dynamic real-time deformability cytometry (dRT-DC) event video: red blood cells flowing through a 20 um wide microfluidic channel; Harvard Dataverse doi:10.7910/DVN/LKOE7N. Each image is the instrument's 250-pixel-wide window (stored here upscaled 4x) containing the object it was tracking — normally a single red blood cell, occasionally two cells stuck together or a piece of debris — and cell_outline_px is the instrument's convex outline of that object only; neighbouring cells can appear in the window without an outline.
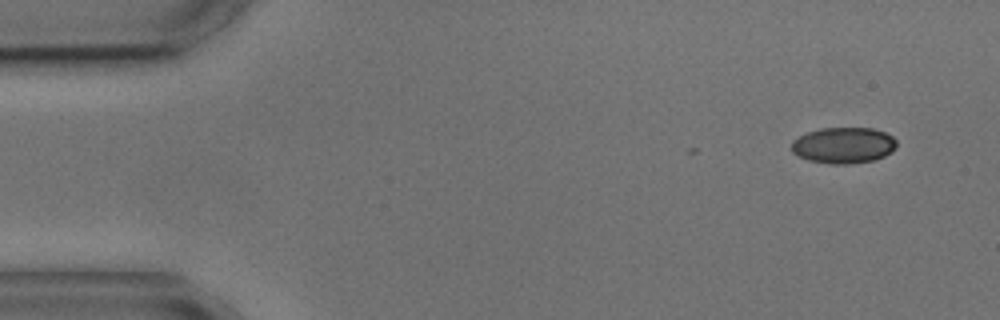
{"species": "common noctule bat (a hibernating species)", "species_latin": "Nyctalus noctula", "temperature_condition": "cold", "stored_images_in_passage": 4, "camera_frame_rate_fps": 3000, "um_per_image_px": 0.085, "animal": {"sex": "male", "body_mass_g": 17.9, "forearm_length_mm": 54.2}, "frame": {"image": 1, "passage_image": 1, "time_ms": 0.0, "image_size_px": [1000, 320], "cell_outline_px": [[896, 148], [892, 152], [884, 156], [872, 160], [848, 164], [832, 164], [808, 160], [792, 152], [792, 140], [808, 132], [820, 128], [872, 128], [884, 132], [892, 136], [896, 140]], "centroid_in_image_um": [71.71, 12.35], "position_along_channel_um": 13.3, "area_um2": 22.02}}
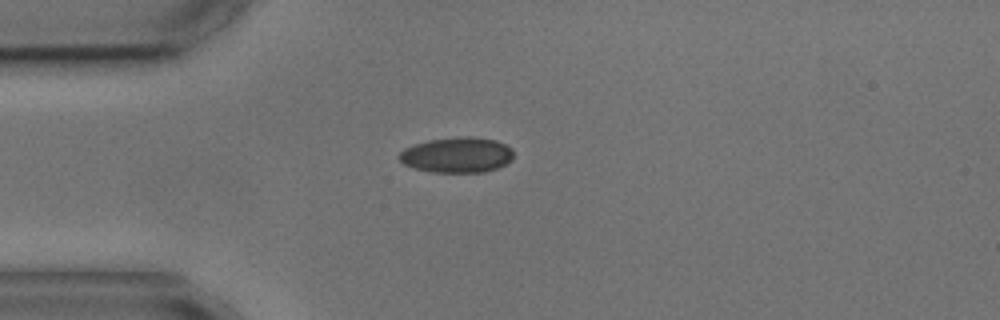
{"frame": {"image": 2, "passage_image": 4, "time_ms": 3.333, "image_size_px": [1000, 320], "cell_outline_px": [[512, 160], [496, 168], [484, 172], [432, 172], [416, 168], [404, 164], [400, 160], [400, 152], [404, 148], [428, 140], [464, 136], [468, 136], [496, 140], [512, 148]], "centroid_in_image_um": [38.86, 13.16], "position_along_channel_um": 46.1, "area_um2": 23.35}}